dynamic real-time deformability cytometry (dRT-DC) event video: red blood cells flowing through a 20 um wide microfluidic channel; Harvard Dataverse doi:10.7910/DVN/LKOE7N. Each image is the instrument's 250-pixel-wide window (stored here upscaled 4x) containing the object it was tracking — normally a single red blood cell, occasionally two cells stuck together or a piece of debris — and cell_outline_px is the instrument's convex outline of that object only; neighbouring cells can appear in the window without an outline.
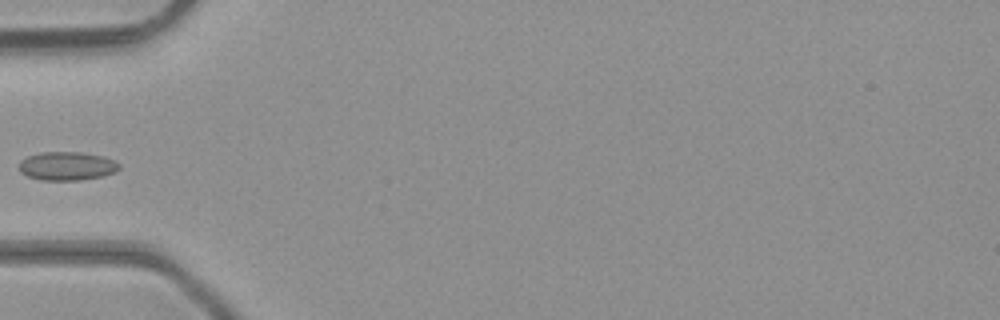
{"species": "common noctule bat (a hibernating species)", "species_latin": "Nyctalus noctula", "temperature_condition": "room temperature", "stored_images_in_passage": 4, "camera_frame_rate_fps": 3000, "um_per_image_px": 0.085, "animal": {"sex": "male", "body_mass_g": 23.1, "forearm_length_mm": 52.7}, "frame": {"image": 1, "passage_image": 4, "time_ms": 1.0, "image_size_px": [1000, 320], "cell_outline_px": [[120, 168], [116, 172], [104, 176], [80, 180], [40, 180], [28, 176], [20, 172], [20, 160], [28, 156], [40, 152], [80, 152], [104, 156], [120, 164]], "centroid_in_image_um": [5.71, 14.11], "position_along_channel_um": 79.3, "area_um2": 16.76}}